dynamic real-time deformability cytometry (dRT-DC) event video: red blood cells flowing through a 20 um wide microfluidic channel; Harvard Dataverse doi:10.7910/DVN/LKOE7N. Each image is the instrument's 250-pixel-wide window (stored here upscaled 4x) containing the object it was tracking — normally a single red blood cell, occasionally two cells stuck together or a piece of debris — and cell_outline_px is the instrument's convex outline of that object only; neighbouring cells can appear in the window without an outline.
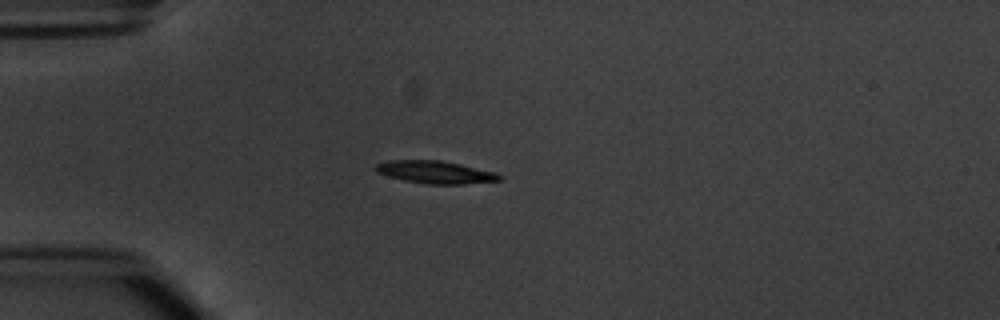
{"species": "common noctule bat (a hibernating species)", "species_latin": "Nyctalus noctula", "temperature_condition": "warm", "stored_images_in_passage": 4, "camera_frame_rate_fps": 3000, "um_per_image_px": 0.085, "animal": {"sex": "male", "body_mass_g": 20.1, "forearm_length_mm": 53.5}, "frame": {"image": 1, "passage_image": 4, "time_ms": 3.333, "image_size_px": [1000, 320], "cell_outline_px": [[504, 176], [500, 180], [464, 184], [428, 184], [404, 180], [388, 176], [376, 172], [372, 168], [376, 164], [388, 160], [440, 160], [460, 164], [496, 172]], "centroid_in_image_um": [36.99, 14.63], "position_along_channel_um": 48.0, "area_um2": 16.36}}